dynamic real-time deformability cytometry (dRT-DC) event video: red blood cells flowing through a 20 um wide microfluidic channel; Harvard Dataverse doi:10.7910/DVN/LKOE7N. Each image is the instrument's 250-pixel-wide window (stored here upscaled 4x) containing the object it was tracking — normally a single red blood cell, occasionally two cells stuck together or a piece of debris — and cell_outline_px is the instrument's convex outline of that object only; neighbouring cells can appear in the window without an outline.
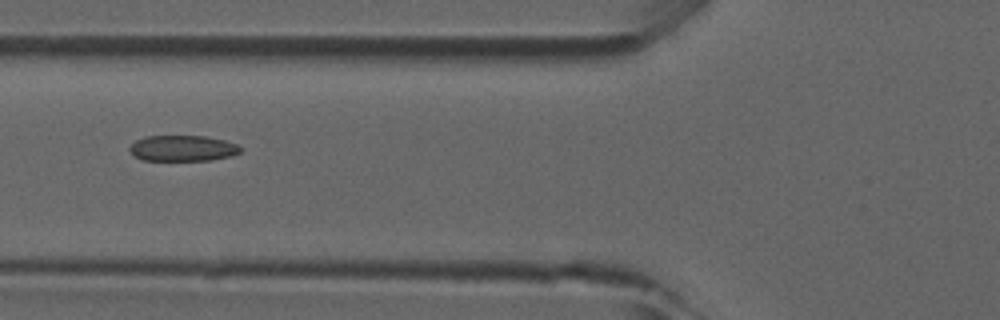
{"species": "common noctule bat (a hibernating species)", "species_latin": "Nyctalus noctula", "temperature_condition": "room temperature", "stored_images_in_passage": 32, "camera_frame_rate_fps": 3000, "um_per_image_px": 0.085, "animal": {"sex": "male", "forearm_length_mm": 52.5}, "frame": {"image": 1, "passage_image": 5, "time_ms": 1.333, "image_size_px": [1000, 320], "cell_outline_px": [[240, 152], [232, 156], [212, 160], [144, 160], [136, 156], [128, 148], [136, 140], [144, 136], [204, 136], [224, 140], [236, 144], [240, 148]], "centroid_in_image_um": [15.53, 12.6], "position_along_channel_um": 110.3, "area_um2": 16.53}}